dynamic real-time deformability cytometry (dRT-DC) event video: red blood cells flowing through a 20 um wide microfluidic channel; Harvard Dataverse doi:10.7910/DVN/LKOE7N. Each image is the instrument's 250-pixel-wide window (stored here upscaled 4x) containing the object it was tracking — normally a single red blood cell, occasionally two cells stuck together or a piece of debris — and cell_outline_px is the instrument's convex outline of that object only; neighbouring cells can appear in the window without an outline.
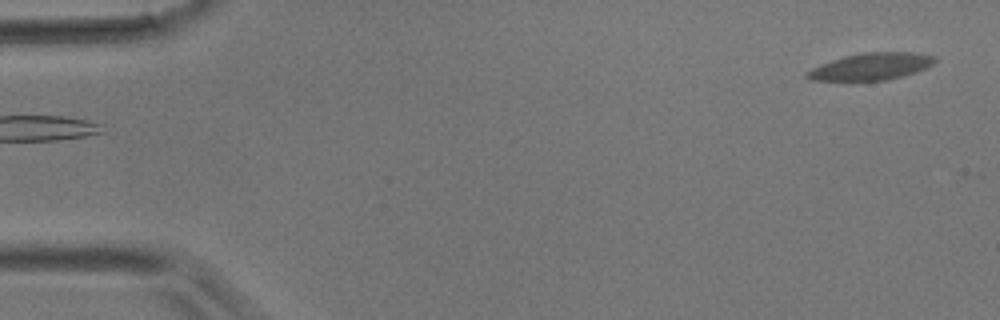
{"species": "common noctule bat (a hibernating species)", "species_latin": "Nyctalus noctula", "temperature_condition": "room temperature", "stored_images_in_passage": 5, "camera_frame_rate_fps": 3000, "um_per_image_px": 0.085, "animal": {"sex": "male", "body_mass_g": 17.9}, "frame": {"image": 1, "passage_image": 1, "time_ms": 0.0, "image_size_px": [1000, 320], "cell_outline_px": [[936, 60], [932, 64], [916, 72], [904, 76], [888, 80], [812, 80], [804, 76], [804, 72], [812, 68], [832, 60], [844, 56], [860, 52], [912, 52], [936, 56]], "centroid_in_image_um": [74.04, 5.64], "position_along_channel_um": 11.0, "area_um2": 20.06}}